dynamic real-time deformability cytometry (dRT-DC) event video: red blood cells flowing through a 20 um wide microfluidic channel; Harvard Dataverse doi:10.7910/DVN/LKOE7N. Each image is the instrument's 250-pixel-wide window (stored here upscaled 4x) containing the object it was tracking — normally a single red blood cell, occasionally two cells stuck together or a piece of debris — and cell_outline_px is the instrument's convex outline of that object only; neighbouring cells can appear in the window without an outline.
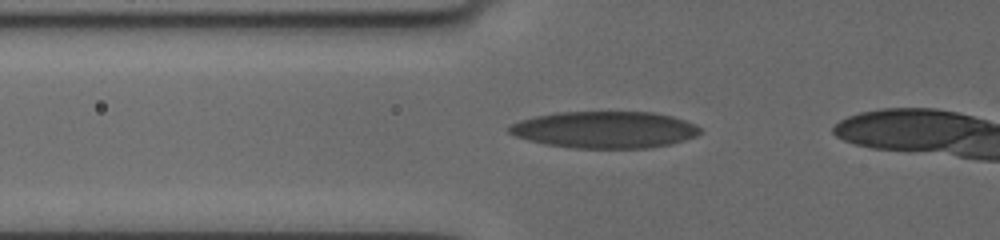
{"species": "human", "species_latin": "Homo sapiens", "temperature_condition": "cold", "stored_images_in_passage": 8, "segment_of_instrument_passage": [1, 2], "camera_frame_rate_fps": 3000, "um_per_image_px": 0.085, "donor": {"sex": "female"}, "frame": {"image": 1, "passage_image": 3, "time_ms": 1.667, "image_size_px": [1000, 240], "cell_outline_px": [[700, 132], [696, 136], [668, 144], [648, 148], [576, 148], [544, 144], [528, 140], [516, 136], [508, 132], [508, 124], [520, 120], [536, 116], [556, 112], [652, 112], [672, 116], [696, 124], [700, 128]], "centroid_in_image_um": [51.36, 11.02], "position_along_channel_um": 74.4, "area_um2": 40.86}}
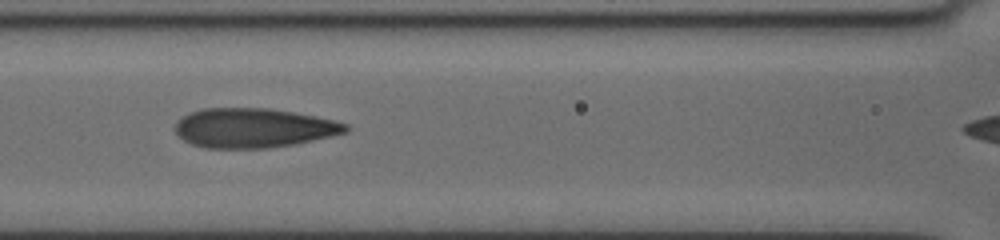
{"frame": {"image": 2, "passage_image": 5, "time_ms": 3.667, "image_size_px": [1000, 240], "cell_outline_px": [[348, 132], [296, 144], [268, 148], [204, 148], [192, 144], [184, 140], [176, 132], [176, 124], [184, 116], [192, 112], [204, 108], [268, 108], [316, 116], [348, 124]], "centroid_in_image_um": [21.58, 10.88], "position_along_channel_um": 145.0, "area_um2": 38.96}}
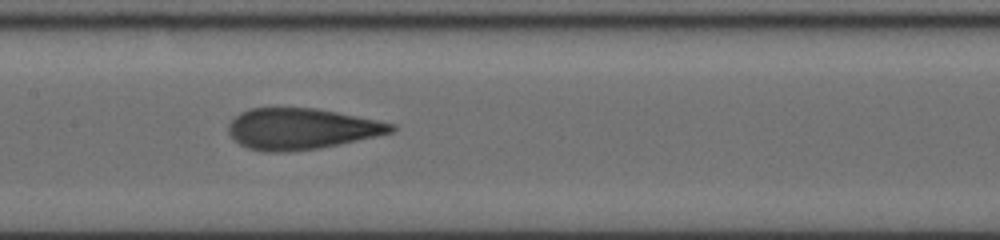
{"frame": {"image": 3, "passage_image": 6, "time_ms": 4.667, "image_size_px": [1000, 240], "cell_outline_px": [[396, 128], [392, 132], [336, 144], [316, 148], [280, 152], [264, 152], [248, 148], [240, 144], [228, 132], [228, 124], [240, 112], [248, 108], [316, 108], [376, 120], [392, 124]], "centroid_in_image_um": [25.53, 10.94], "position_along_channel_um": 181.9, "area_um2": 38.21}}